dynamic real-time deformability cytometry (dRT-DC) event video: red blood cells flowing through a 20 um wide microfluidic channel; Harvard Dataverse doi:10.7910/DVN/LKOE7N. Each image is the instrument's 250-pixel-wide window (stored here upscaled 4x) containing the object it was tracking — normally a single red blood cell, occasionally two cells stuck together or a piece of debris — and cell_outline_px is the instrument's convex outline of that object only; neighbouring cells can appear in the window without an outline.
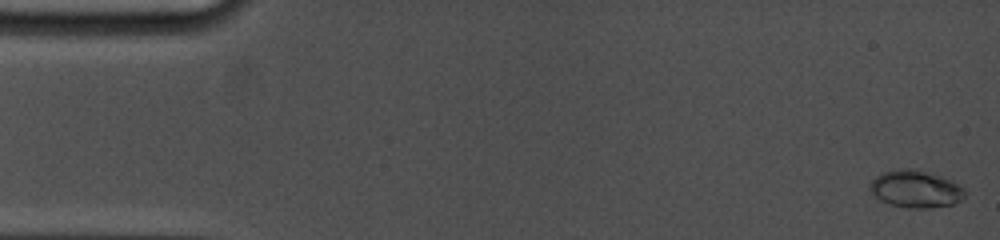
{"species": "common noctule bat (a hibernating species)", "species_latin": "Nyctalus noctula", "temperature_condition": "cold", "stored_images_in_passage": 13, "camera_frame_rate_fps": 5000, "um_per_image_px": 0.085, "animal": {"sex": "female", "body_mass_g": 19.0, "forearm_length_mm": 53.3}, "frame": {"image": 1, "passage_image": 1, "time_ms": 0.0, "image_size_px": [1000, 240], "cell_outline_px": [[964, 196], [960, 200], [952, 204], [928, 208], [908, 208], [888, 204], [880, 200], [868, 188], [868, 184], [876, 176], [884, 172], [900, 168], [908, 168], [940, 176], [964, 188]], "centroid_in_image_um": [77.77, 16.08], "position_along_channel_um": 7.2, "area_um2": 20.29}}
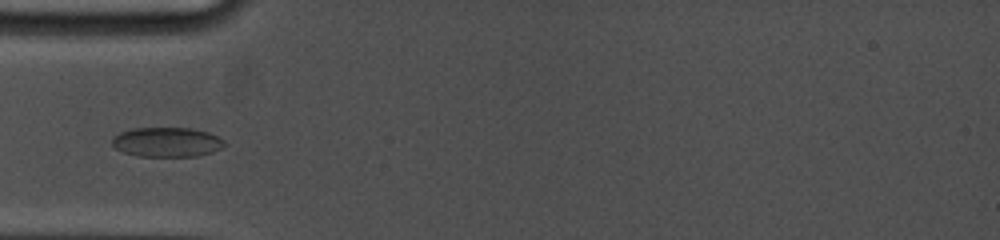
{"frame": {"image": 2, "passage_image": 10, "time_ms": 5.2, "image_size_px": [1000, 240], "cell_outline_px": [[228, 144], [212, 152], [196, 156], [136, 156], [124, 152], [116, 148], [112, 144], [112, 136], [120, 132], [132, 128], [192, 128], [208, 132], [224, 140]], "centroid_in_image_um": [14.18, 12.07], "position_along_channel_um": 70.8, "area_um2": 19.42}}
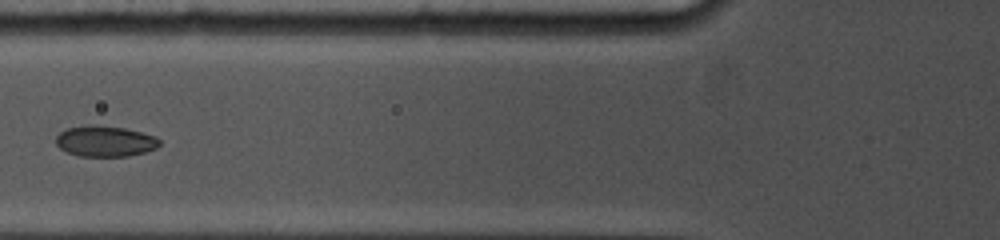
{"frame": {"image": 3, "passage_image": 12, "time_ms": 6.4, "image_size_px": [1000, 240], "cell_outline_px": [[160, 144], [156, 148], [144, 152], [128, 156], [80, 156], [68, 152], [60, 148], [56, 144], [56, 136], [60, 132], [68, 128], [88, 124], [96, 124], [124, 128], [156, 136], [160, 140]], "centroid_in_image_um": [8.93, 11.99], "position_along_channel_um": 116.9, "area_um2": 18.61}}